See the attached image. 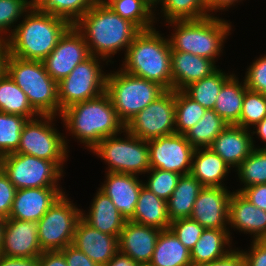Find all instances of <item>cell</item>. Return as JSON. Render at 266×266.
Here are the masks:
<instances>
[{
    "mask_svg": "<svg viewBox=\"0 0 266 266\" xmlns=\"http://www.w3.org/2000/svg\"><path fill=\"white\" fill-rule=\"evenodd\" d=\"M90 56L84 37L74 25H71L43 63L46 72L58 83Z\"/></svg>",
    "mask_w": 266,
    "mask_h": 266,
    "instance_id": "15",
    "label": "cell"
},
{
    "mask_svg": "<svg viewBox=\"0 0 266 266\" xmlns=\"http://www.w3.org/2000/svg\"><path fill=\"white\" fill-rule=\"evenodd\" d=\"M60 251L63 253L68 266H100L88 258L73 244L66 246Z\"/></svg>",
    "mask_w": 266,
    "mask_h": 266,
    "instance_id": "48",
    "label": "cell"
},
{
    "mask_svg": "<svg viewBox=\"0 0 266 266\" xmlns=\"http://www.w3.org/2000/svg\"><path fill=\"white\" fill-rule=\"evenodd\" d=\"M249 252L242 251L245 266H266V239L253 240Z\"/></svg>",
    "mask_w": 266,
    "mask_h": 266,
    "instance_id": "47",
    "label": "cell"
},
{
    "mask_svg": "<svg viewBox=\"0 0 266 266\" xmlns=\"http://www.w3.org/2000/svg\"><path fill=\"white\" fill-rule=\"evenodd\" d=\"M256 131L251 132L252 135H254L255 133L259 136L258 138H261V140L263 142H265V146L263 147V149H266V117L263 118L255 127Z\"/></svg>",
    "mask_w": 266,
    "mask_h": 266,
    "instance_id": "56",
    "label": "cell"
},
{
    "mask_svg": "<svg viewBox=\"0 0 266 266\" xmlns=\"http://www.w3.org/2000/svg\"><path fill=\"white\" fill-rule=\"evenodd\" d=\"M87 214L82 211L81 215L87 224L102 233L116 237H119L126 222L111 199L100 189L94 196Z\"/></svg>",
    "mask_w": 266,
    "mask_h": 266,
    "instance_id": "25",
    "label": "cell"
},
{
    "mask_svg": "<svg viewBox=\"0 0 266 266\" xmlns=\"http://www.w3.org/2000/svg\"><path fill=\"white\" fill-rule=\"evenodd\" d=\"M168 24L176 29L168 38L171 51L191 53L214 62L231 30L228 21L214 15L201 19L172 20Z\"/></svg>",
    "mask_w": 266,
    "mask_h": 266,
    "instance_id": "5",
    "label": "cell"
},
{
    "mask_svg": "<svg viewBox=\"0 0 266 266\" xmlns=\"http://www.w3.org/2000/svg\"><path fill=\"white\" fill-rule=\"evenodd\" d=\"M149 266H192L190 250L170 230H161Z\"/></svg>",
    "mask_w": 266,
    "mask_h": 266,
    "instance_id": "29",
    "label": "cell"
},
{
    "mask_svg": "<svg viewBox=\"0 0 266 266\" xmlns=\"http://www.w3.org/2000/svg\"><path fill=\"white\" fill-rule=\"evenodd\" d=\"M206 110L183 90H175L176 133L185 134L204 116Z\"/></svg>",
    "mask_w": 266,
    "mask_h": 266,
    "instance_id": "38",
    "label": "cell"
},
{
    "mask_svg": "<svg viewBox=\"0 0 266 266\" xmlns=\"http://www.w3.org/2000/svg\"><path fill=\"white\" fill-rule=\"evenodd\" d=\"M130 221L160 230L169 229L171 221L168 215L167 201L143 185L135 206L134 217Z\"/></svg>",
    "mask_w": 266,
    "mask_h": 266,
    "instance_id": "27",
    "label": "cell"
},
{
    "mask_svg": "<svg viewBox=\"0 0 266 266\" xmlns=\"http://www.w3.org/2000/svg\"><path fill=\"white\" fill-rule=\"evenodd\" d=\"M9 55V47L7 41L0 39V78L6 74L7 59Z\"/></svg>",
    "mask_w": 266,
    "mask_h": 266,
    "instance_id": "55",
    "label": "cell"
},
{
    "mask_svg": "<svg viewBox=\"0 0 266 266\" xmlns=\"http://www.w3.org/2000/svg\"><path fill=\"white\" fill-rule=\"evenodd\" d=\"M33 5L32 0H0V39L7 40L13 30L11 29L18 19ZM11 29V30H10ZM9 32V36L3 37Z\"/></svg>",
    "mask_w": 266,
    "mask_h": 266,
    "instance_id": "42",
    "label": "cell"
},
{
    "mask_svg": "<svg viewBox=\"0 0 266 266\" xmlns=\"http://www.w3.org/2000/svg\"><path fill=\"white\" fill-rule=\"evenodd\" d=\"M266 117V95L246 90L242 103L239 122L236 124L245 129L256 126Z\"/></svg>",
    "mask_w": 266,
    "mask_h": 266,
    "instance_id": "41",
    "label": "cell"
},
{
    "mask_svg": "<svg viewBox=\"0 0 266 266\" xmlns=\"http://www.w3.org/2000/svg\"><path fill=\"white\" fill-rule=\"evenodd\" d=\"M242 188L236 190L241 192L244 188L258 184H266V149L254 148L236 169Z\"/></svg>",
    "mask_w": 266,
    "mask_h": 266,
    "instance_id": "39",
    "label": "cell"
},
{
    "mask_svg": "<svg viewBox=\"0 0 266 266\" xmlns=\"http://www.w3.org/2000/svg\"><path fill=\"white\" fill-rule=\"evenodd\" d=\"M33 6L45 13L66 19L74 25L96 0H32Z\"/></svg>",
    "mask_w": 266,
    "mask_h": 266,
    "instance_id": "36",
    "label": "cell"
},
{
    "mask_svg": "<svg viewBox=\"0 0 266 266\" xmlns=\"http://www.w3.org/2000/svg\"><path fill=\"white\" fill-rule=\"evenodd\" d=\"M147 173L150 176L147 180L148 182L143 183L144 186L158 197L167 201L173 194L181 175L161 169H150Z\"/></svg>",
    "mask_w": 266,
    "mask_h": 266,
    "instance_id": "43",
    "label": "cell"
},
{
    "mask_svg": "<svg viewBox=\"0 0 266 266\" xmlns=\"http://www.w3.org/2000/svg\"><path fill=\"white\" fill-rule=\"evenodd\" d=\"M125 138L118 134L100 141L93 153L108 163V171L138 175L150 170L148 141L142 140L127 130ZM139 173V174H138Z\"/></svg>",
    "mask_w": 266,
    "mask_h": 266,
    "instance_id": "8",
    "label": "cell"
},
{
    "mask_svg": "<svg viewBox=\"0 0 266 266\" xmlns=\"http://www.w3.org/2000/svg\"><path fill=\"white\" fill-rule=\"evenodd\" d=\"M59 187L16 190L8 218L38 222L54 202L65 192Z\"/></svg>",
    "mask_w": 266,
    "mask_h": 266,
    "instance_id": "18",
    "label": "cell"
},
{
    "mask_svg": "<svg viewBox=\"0 0 266 266\" xmlns=\"http://www.w3.org/2000/svg\"><path fill=\"white\" fill-rule=\"evenodd\" d=\"M73 245L100 266L107 264L119 251L118 237L100 232L82 218L75 228Z\"/></svg>",
    "mask_w": 266,
    "mask_h": 266,
    "instance_id": "20",
    "label": "cell"
},
{
    "mask_svg": "<svg viewBox=\"0 0 266 266\" xmlns=\"http://www.w3.org/2000/svg\"><path fill=\"white\" fill-rule=\"evenodd\" d=\"M250 130L229 124L209 147L230 167L238 168L254 150L253 135Z\"/></svg>",
    "mask_w": 266,
    "mask_h": 266,
    "instance_id": "22",
    "label": "cell"
},
{
    "mask_svg": "<svg viewBox=\"0 0 266 266\" xmlns=\"http://www.w3.org/2000/svg\"><path fill=\"white\" fill-rule=\"evenodd\" d=\"M179 241L191 251L199 240L204 228L191 218L176 219L170 223L169 228Z\"/></svg>",
    "mask_w": 266,
    "mask_h": 266,
    "instance_id": "44",
    "label": "cell"
},
{
    "mask_svg": "<svg viewBox=\"0 0 266 266\" xmlns=\"http://www.w3.org/2000/svg\"><path fill=\"white\" fill-rule=\"evenodd\" d=\"M246 90L245 81L243 84L240 83L239 78L232 73L224 82L213 110L228 124L236 125L239 122Z\"/></svg>",
    "mask_w": 266,
    "mask_h": 266,
    "instance_id": "30",
    "label": "cell"
},
{
    "mask_svg": "<svg viewBox=\"0 0 266 266\" xmlns=\"http://www.w3.org/2000/svg\"><path fill=\"white\" fill-rule=\"evenodd\" d=\"M228 225L253 234V240L266 239V211L253 205L240 192H232L229 204Z\"/></svg>",
    "mask_w": 266,
    "mask_h": 266,
    "instance_id": "23",
    "label": "cell"
},
{
    "mask_svg": "<svg viewBox=\"0 0 266 266\" xmlns=\"http://www.w3.org/2000/svg\"><path fill=\"white\" fill-rule=\"evenodd\" d=\"M0 168L17 190L58 187L64 170L53 161L16 152L2 156Z\"/></svg>",
    "mask_w": 266,
    "mask_h": 266,
    "instance_id": "11",
    "label": "cell"
},
{
    "mask_svg": "<svg viewBox=\"0 0 266 266\" xmlns=\"http://www.w3.org/2000/svg\"><path fill=\"white\" fill-rule=\"evenodd\" d=\"M161 230L152 226L126 221L118 237L119 252L139 265H148Z\"/></svg>",
    "mask_w": 266,
    "mask_h": 266,
    "instance_id": "19",
    "label": "cell"
},
{
    "mask_svg": "<svg viewBox=\"0 0 266 266\" xmlns=\"http://www.w3.org/2000/svg\"><path fill=\"white\" fill-rule=\"evenodd\" d=\"M3 229H4V219L0 218V254L2 249Z\"/></svg>",
    "mask_w": 266,
    "mask_h": 266,
    "instance_id": "57",
    "label": "cell"
},
{
    "mask_svg": "<svg viewBox=\"0 0 266 266\" xmlns=\"http://www.w3.org/2000/svg\"><path fill=\"white\" fill-rule=\"evenodd\" d=\"M161 3L166 22L172 20L201 19L210 16L206 0H154Z\"/></svg>",
    "mask_w": 266,
    "mask_h": 266,
    "instance_id": "37",
    "label": "cell"
},
{
    "mask_svg": "<svg viewBox=\"0 0 266 266\" xmlns=\"http://www.w3.org/2000/svg\"><path fill=\"white\" fill-rule=\"evenodd\" d=\"M121 18L129 20L140 31L153 29L154 0H102Z\"/></svg>",
    "mask_w": 266,
    "mask_h": 266,
    "instance_id": "32",
    "label": "cell"
},
{
    "mask_svg": "<svg viewBox=\"0 0 266 266\" xmlns=\"http://www.w3.org/2000/svg\"><path fill=\"white\" fill-rule=\"evenodd\" d=\"M106 180L99 189L114 203L122 217L130 221L135 214L139 193L144 185L137 175L107 172Z\"/></svg>",
    "mask_w": 266,
    "mask_h": 266,
    "instance_id": "21",
    "label": "cell"
},
{
    "mask_svg": "<svg viewBox=\"0 0 266 266\" xmlns=\"http://www.w3.org/2000/svg\"><path fill=\"white\" fill-rule=\"evenodd\" d=\"M241 1V0H240ZM239 0H206L207 3V8L209 13L213 11H218V10H224L227 9L235 3L240 2Z\"/></svg>",
    "mask_w": 266,
    "mask_h": 266,
    "instance_id": "54",
    "label": "cell"
},
{
    "mask_svg": "<svg viewBox=\"0 0 266 266\" xmlns=\"http://www.w3.org/2000/svg\"><path fill=\"white\" fill-rule=\"evenodd\" d=\"M230 238L232 237L228 229H204L190 251L192 265L205 264L227 255L232 250ZM226 246H229L230 250L225 249Z\"/></svg>",
    "mask_w": 266,
    "mask_h": 266,
    "instance_id": "28",
    "label": "cell"
},
{
    "mask_svg": "<svg viewBox=\"0 0 266 266\" xmlns=\"http://www.w3.org/2000/svg\"><path fill=\"white\" fill-rule=\"evenodd\" d=\"M247 70L243 80L247 89L266 95V55L253 61Z\"/></svg>",
    "mask_w": 266,
    "mask_h": 266,
    "instance_id": "45",
    "label": "cell"
},
{
    "mask_svg": "<svg viewBox=\"0 0 266 266\" xmlns=\"http://www.w3.org/2000/svg\"><path fill=\"white\" fill-rule=\"evenodd\" d=\"M228 125L213 109H207L204 116L184 136L195 149L207 148Z\"/></svg>",
    "mask_w": 266,
    "mask_h": 266,
    "instance_id": "34",
    "label": "cell"
},
{
    "mask_svg": "<svg viewBox=\"0 0 266 266\" xmlns=\"http://www.w3.org/2000/svg\"><path fill=\"white\" fill-rule=\"evenodd\" d=\"M240 193L253 205L266 211V184L246 187Z\"/></svg>",
    "mask_w": 266,
    "mask_h": 266,
    "instance_id": "49",
    "label": "cell"
},
{
    "mask_svg": "<svg viewBox=\"0 0 266 266\" xmlns=\"http://www.w3.org/2000/svg\"><path fill=\"white\" fill-rule=\"evenodd\" d=\"M0 266H39L38 257L16 258L0 255Z\"/></svg>",
    "mask_w": 266,
    "mask_h": 266,
    "instance_id": "52",
    "label": "cell"
},
{
    "mask_svg": "<svg viewBox=\"0 0 266 266\" xmlns=\"http://www.w3.org/2000/svg\"><path fill=\"white\" fill-rule=\"evenodd\" d=\"M231 194L225 187H203L190 218L204 229H227Z\"/></svg>",
    "mask_w": 266,
    "mask_h": 266,
    "instance_id": "16",
    "label": "cell"
},
{
    "mask_svg": "<svg viewBox=\"0 0 266 266\" xmlns=\"http://www.w3.org/2000/svg\"><path fill=\"white\" fill-rule=\"evenodd\" d=\"M125 130L146 141L176 133L175 90H166L132 117Z\"/></svg>",
    "mask_w": 266,
    "mask_h": 266,
    "instance_id": "13",
    "label": "cell"
},
{
    "mask_svg": "<svg viewBox=\"0 0 266 266\" xmlns=\"http://www.w3.org/2000/svg\"><path fill=\"white\" fill-rule=\"evenodd\" d=\"M74 27L84 37L90 55L101 57L104 61L122 49L127 51L140 32L133 23L121 18L102 0H96Z\"/></svg>",
    "mask_w": 266,
    "mask_h": 266,
    "instance_id": "1",
    "label": "cell"
},
{
    "mask_svg": "<svg viewBox=\"0 0 266 266\" xmlns=\"http://www.w3.org/2000/svg\"><path fill=\"white\" fill-rule=\"evenodd\" d=\"M218 68L213 60L182 51H171L172 89L183 90Z\"/></svg>",
    "mask_w": 266,
    "mask_h": 266,
    "instance_id": "24",
    "label": "cell"
},
{
    "mask_svg": "<svg viewBox=\"0 0 266 266\" xmlns=\"http://www.w3.org/2000/svg\"><path fill=\"white\" fill-rule=\"evenodd\" d=\"M100 59L103 58L91 55L57 83L60 115L70 105L93 99L105 92L107 74L101 69Z\"/></svg>",
    "mask_w": 266,
    "mask_h": 266,
    "instance_id": "12",
    "label": "cell"
},
{
    "mask_svg": "<svg viewBox=\"0 0 266 266\" xmlns=\"http://www.w3.org/2000/svg\"><path fill=\"white\" fill-rule=\"evenodd\" d=\"M60 118L67 131L90 151L104 138L120 135L125 130V125L118 118L106 92L93 99L70 105L62 110Z\"/></svg>",
    "mask_w": 266,
    "mask_h": 266,
    "instance_id": "3",
    "label": "cell"
},
{
    "mask_svg": "<svg viewBox=\"0 0 266 266\" xmlns=\"http://www.w3.org/2000/svg\"><path fill=\"white\" fill-rule=\"evenodd\" d=\"M23 18L6 41L9 54L24 60L43 61L71 26L66 19L40 11L33 5Z\"/></svg>",
    "mask_w": 266,
    "mask_h": 266,
    "instance_id": "2",
    "label": "cell"
},
{
    "mask_svg": "<svg viewBox=\"0 0 266 266\" xmlns=\"http://www.w3.org/2000/svg\"><path fill=\"white\" fill-rule=\"evenodd\" d=\"M104 266H140L129 256L120 253L119 251L114 255V257Z\"/></svg>",
    "mask_w": 266,
    "mask_h": 266,
    "instance_id": "53",
    "label": "cell"
},
{
    "mask_svg": "<svg viewBox=\"0 0 266 266\" xmlns=\"http://www.w3.org/2000/svg\"><path fill=\"white\" fill-rule=\"evenodd\" d=\"M217 69L211 75L189 84L183 91L205 109H214L224 82L231 76Z\"/></svg>",
    "mask_w": 266,
    "mask_h": 266,
    "instance_id": "35",
    "label": "cell"
},
{
    "mask_svg": "<svg viewBox=\"0 0 266 266\" xmlns=\"http://www.w3.org/2000/svg\"><path fill=\"white\" fill-rule=\"evenodd\" d=\"M192 266H245V259L242 250L232 249L227 255L218 260Z\"/></svg>",
    "mask_w": 266,
    "mask_h": 266,
    "instance_id": "50",
    "label": "cell"
},
{
    "mask_svg": "<svg viewBox=\"0 0 266 266\" xmlns=\"http://www.w3.org/2000/svg\"><path fill=\"white\" fill-rule=\"evenodd\" d=\"M150 169L172 171L180 175L191 173L195 148L184 134L174 133L148 140Z\"/></svg>",
    "mask_w": 266,
    "mask_h": 266,
    "instance_id": "14",
    "label": "cell"
},
{
    "mask_svg": "<svg viewBox=\"0 0 266 266\" xmlns=\"http://www.w3.org/2000/svg\"><path fill=\"white\" fill-rule=\"evenodd\" d=\"M81 215L82 210L63 193L37 222L42 251L62 250L73 244L75 228Z\"/></svg>",
    "mask_w": 266,
    "mask_h": 266,
    "instance_id": "10",
    "label": "cell"
},
{
    "mask_svg": "<svg viewBox=\"0 0 266 266\" xmlns=\"http://www.w3.org/2000/svg\"><path fill=\"white\" fill-rule=\"evenodd\" d=\"M16 190L14 184L0 168V218L4 220L10 215Z\"/></svg>",
    "mask_w": 266,
    "mask_h": 266,
    "instance_id": "46",
    "label": "cell"
},
{
    "mask_svg": "<svg viewBox=\"0 0 266 266\" xmlns=\"http://www.w3.org/2000/svg\"><path fill=\"white\" fill-rule=\"evenodd\" d=\"M39 266H68L63 253L60 250L43 251L38 257Z\"/></svg>",
    "mask_w": 266,
    "mask_h": 266,
    "instance_id": "51",
    "label": "cell"
},
{
    "mask_svg": "<svg viewBox=\"0 0 266 266\" xmlns=\"http://www.w3.org/2000/svg\"><path fill=\"white\" fill-rule=\"evenodd\" d=\"M165 91L160 84L133 76L122 69L107 73L105 92L124 125Z\"/></svg>",
    "mask_w": 266,
    "mask_h": 266,
    "instance_id": "7",
    "label": "cell"
},
{
    "mask_svg": "<svg viewBox=\"0 0 266 266\" xmlns=\"http://www.w3.org/2000/svg\"><path fill=\"white\" fill-rule=\"evenodd\" d=\"M201 183L191 174L181 175L173 194L167 200L170 221L181 218H190L194 202L200 190Z\"/></svg>",
    "mask_w": 266,
    "mask_h": 266,
    "instance_id": "31",
    "label": "cell"
},
{
    "mask_svg": "<svg viewBox=\"0 0 266 266\" xmlns=\"http://www.w3.org/2000/svg\"><path fill=\"white\" fill-rule=\"evenodd\" d=\"M43 253L37 223L7 218L4 220L1 254L7 257L34 258Z\"/></svg>",
    "mask_w": 266,
    "mask_h": 266,
    "instance_id": "17",
    "label": "cell"
},
{
    "mask_svg": "<svg viewBox=\"0 0 266 266\" xmlns=\"http://www.w3.org/2000/svg\"><path fill=\"white\" fill-rule=\"evenodd\" d=\"M40 119H39V118ZM56 116L40 115L29 119L23 126L16 153L27 154L55 162L61 169L69 150L65 136L51 124Z\"/></svg>",
    "mask_w": 266,
    "mask_h": 266,
    "instance_id": "9",
    "label": "cell"
},
{
    "mask_svg": "<svg viewBox=\"0 0 266 266\" xmlns=\"http://www.w3.org/2000/svg\"><path fill=\"white\" fill-rule=\"evenodd\" d=\"M6 73L24 91L39 115L60 116L57 82L46 72L43 61L9 55Z\"/></svg>",
    "mask_w": 266,
    "mask_h": 266,
    "instance_id": "6",
    "label": "cell"
},
{
    "mask_svg": "<svg viewBox=\"0 0 266 266\" xmlns=\"http://www.w3.org/2000/svg\"><path fill=\"white\" fill-rule=\"evenodd\" d=\"M155 28L140 31L125 51L123 71L172 90L171 47Z\"/></svg>",
    "mask_w": 266,
    "mask_h": 266,
    "instance_id": "4",
    "label": "cell"
},
{
    "mask_svg": "<svg viewBox=\"0 0 266 266\" xmlns=\"http://www.w3.org/2000/svg\"><path fill=\"white\" fill-rule=\"evenodd\" d=\"M0 112L26 117L40 116L30 105L27 95L6 73L0 78Z\"/></svg>",
    "mask_w": 266,
    "mask_h": 266,
    "instance_id": "33",
    "label": "cell"
},
{
    "mask_svg": "<svg viewBox=\"0 0 266 266\" xmlns=\"http://www.w3.org/2000/svg\"><path fill=\"white\" fill-rule=\"evenodd\" d=\"M230 167L211 148H197L192 156L191 175L203 187H224L223 178L229 173Z\"/></svg>",
    "mask_w": 266,
    "mask_h": 266,
    "instance_id": "26",
    "label": "cell"
},
{
    "mask_svg": "<svg viewBox=\"0 0 266 266\" xmlns=\"http://www.w3.org/2000/svg\"><path fill=\"white\" fill-rule=\"evenodd\" d=\"M27 118L0 112V158L18 150L23 126Z\"/></svg>",
    "mask_w": 266,
    "mask_h": 266,
    "instance_id": "40",
    "label": "cell"
}]
</instances>
